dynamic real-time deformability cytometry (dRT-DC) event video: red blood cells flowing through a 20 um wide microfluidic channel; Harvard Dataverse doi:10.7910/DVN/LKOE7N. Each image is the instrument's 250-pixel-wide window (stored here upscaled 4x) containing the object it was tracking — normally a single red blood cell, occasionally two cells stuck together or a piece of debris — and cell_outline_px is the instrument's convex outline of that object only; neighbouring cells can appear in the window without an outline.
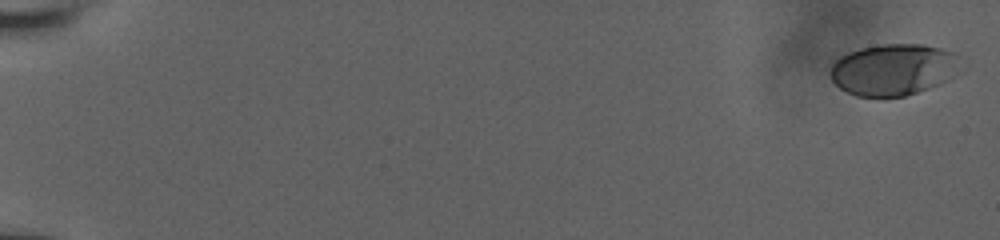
{"species": "human", "species_latin": "Homo sapiens", "temperature_condition": "room temperature", "stored_images_in_passage": 21, "camera_frame_rate_fps": 3000, "um_per_image_px": 0.085, "donor": {"sex": "male"}, "frame": {"image": 1, "passage_image": 1, "time_ms": 0.0, "image_size_px": [1000, 240], "cell_outline_px": [[956, 52], [944, 80], [940, 84], [904, 96], [856, 96], [840, 88], [832, 80], [832, 64], [840, 56], [848, 52], [860, 48], [880, 44], [924, 44]], "centroid_in_image_um": [75.78, 5.9], "position_along_channel_um": 9.2, "area_um2": 37.63}}
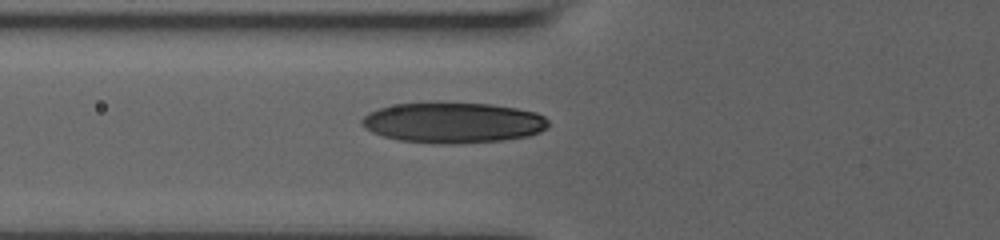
{"frame": {"image": 2, "passage_image": 16, "time_ms": 7.667, "image_size_px": [1000, 240], "cell_outline_px": [[548, 124], [540, 132], [528, 136], [504, 140], [448, 144], [440, 144], [400, 140], [384, 136], [372, 132], [364, 128], [360, 120], [368, 112], [380, 108], [396, 104], [492, 104], [516, 108], [536, 112], [544, 116], [548, 120]], "centroid_in_image_um": [38.52, 10.44], "position_along_channel_um": 87.3, "area_um2": 43.52}}
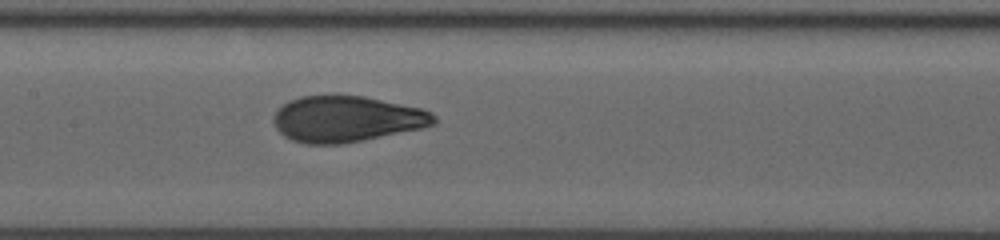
{"frame": {"image": 3, "passage_image": 21, "time_ms": 10.0, "image_size_px": [1000, 240], "cell_outline_px": [[436, 124], [424, 128], [340, 144], [308, 144], [292, 140], [284, 136], [276, 128], [272, 116], [288, 100], [300, 96], [332, 92], [336, 92], [364, 96], [424, 108], [432, 112], [436, 116]], "centroid_in_image_um": [29.47, 10.06], "position_along_channel_um": 177.9, "area_um2": 44.04}}